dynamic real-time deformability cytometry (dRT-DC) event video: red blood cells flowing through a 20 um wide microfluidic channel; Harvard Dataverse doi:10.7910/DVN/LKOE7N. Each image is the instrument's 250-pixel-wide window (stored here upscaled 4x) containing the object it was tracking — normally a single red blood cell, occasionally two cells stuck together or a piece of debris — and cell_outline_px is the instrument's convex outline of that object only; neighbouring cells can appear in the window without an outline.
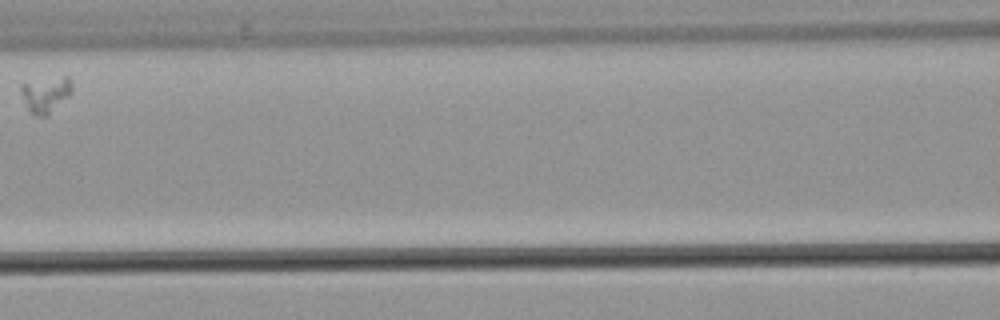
{"species": "common noctule bat (a hibernating species)", "species_latin": "Nyctalus noctula", "temperature_condition": "warm", "stored_images_in_passage": 3, "camera_frame_rate_fps": 3000, "um_per_image_px": 0.085, "animal": {"sex": "male", "body_mass_g": 21.5, "forearm_length_mm": 52.0}, "frame": {"image": 1, "passage_image": 3, "time_ms": 2.333, "image_size_px": [1000, 320], "cell_outline_px": [[72, 92], [48, 116], [40, 116], [28, 112], [20, 92], [20, 84], [64, 76], [68, 76], [72, 84]], "centroid_in_image_um": [3.87, 8.05], "position_along_channel_um": 162.7, "area_um2": 10.58}}